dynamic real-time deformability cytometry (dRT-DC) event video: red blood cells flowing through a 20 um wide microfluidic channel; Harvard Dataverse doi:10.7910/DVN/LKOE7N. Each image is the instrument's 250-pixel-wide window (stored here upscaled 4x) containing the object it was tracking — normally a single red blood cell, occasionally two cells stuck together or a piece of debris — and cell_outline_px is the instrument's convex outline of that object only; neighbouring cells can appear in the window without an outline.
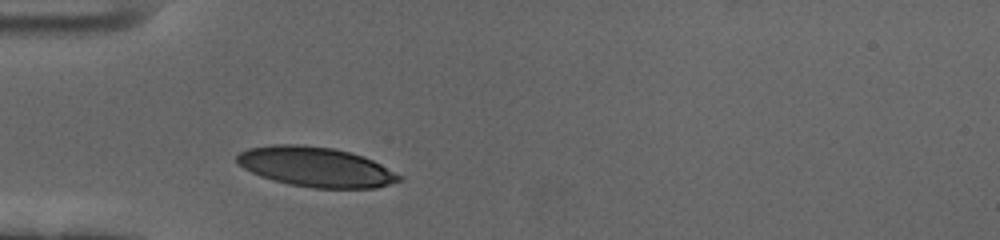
{"species": "human", "species_latin": "Homo sapiens", "temperature_condition": "cold", "stored_images_in_passage": 38, "camera_frame_rate_fps": 3000, "um_per_image_px": 0.085, "donor": {"sex": "female"}, "frame": {"image": 1, "passage_image": 1, "time_ms": 0.0, "image_size_px": [1000, 240], "cell_outline_px": [[404, 180], [376, 188], [312, 188], [288, 184], [272, 180], [260, 176], [244, 168], [236, 160], [236, 156], [240, 152], [248, 148], [272, 144], [296, 144], [332, 148], [364, 156], [404, 176]], "centroid_in_image_um": [26.87, 14.19], "position_along_channel_um": 58.1, "area_um2": 37.74}}
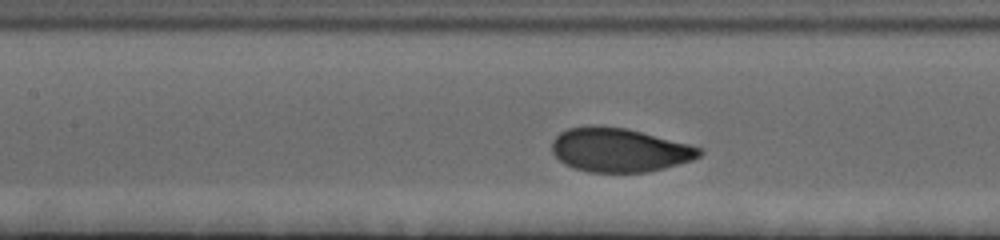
{"frame": {"image": 2, "passage_image": 10, "time_ms": 3.0, "image_size_px": [1000, 240], "cell_outline_px": [[704, 152], [700, 156], [692, 160], [664, 168], [648, 172], [588, 172], [572, 168], [564, 164], [552, 152], [552, 140], [560, 132], [568, 128], [624, 128], [704, 148]], "centroid_in_image_um": [52.67, 12.79], "position_along_channel_um": 154.7, "area_um2": 36.99}}
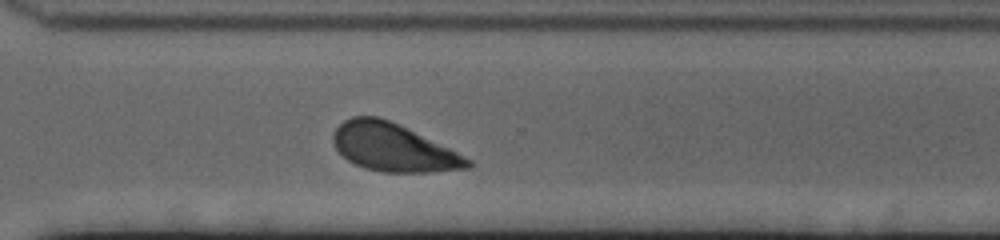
{"frame": {"image": 3, "passage_image": 26, "time_ms": 8.333, "image_size_px": [1000, 240], "cell_outline_px": [[472, 168], [428, 172], [384, 172], [364, 168], [348, 160], [336, 148], [332, 140], [332, 136], [336, 128], [344, 120], [352, 116], [376, 116], [388, 120], [448, 148], [472, 160]], "centroid_in_image_um": [33.4, 12.55], "position_along_channel_um": 337.2, "area_um2": 36.82}, "authors_computed_cell_mechanics": {"area_um2": 37.1943, "velocity_mm_per_s": 3.4243, "shape_relaxation_time_tau1_ms": 4.0088, "shape_relaxation_time_tau2_ms": null, "deformation_change_tau1": 0.1927, "deformation_change_tau2": null}}